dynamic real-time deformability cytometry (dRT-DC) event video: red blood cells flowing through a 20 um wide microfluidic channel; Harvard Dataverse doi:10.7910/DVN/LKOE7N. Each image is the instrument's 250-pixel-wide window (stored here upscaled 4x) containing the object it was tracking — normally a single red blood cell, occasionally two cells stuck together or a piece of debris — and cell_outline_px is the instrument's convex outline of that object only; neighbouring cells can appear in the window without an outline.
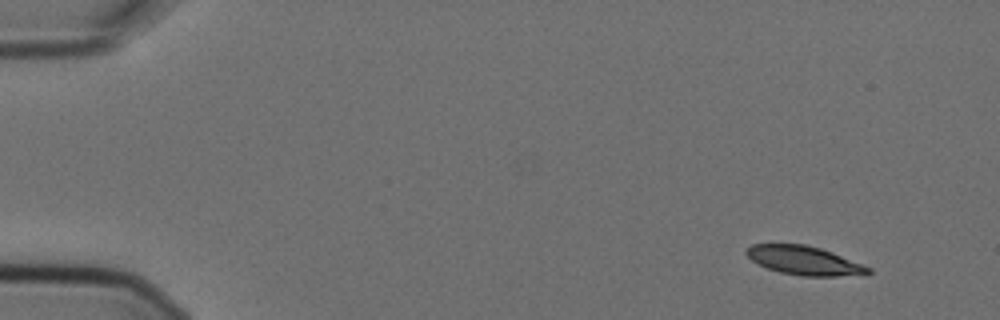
{"species": "Egyptian fruit bat (a non-hibernating species)", "species_latin": "Rousettus aegyptiacus", "temperature_condition": "cold", "stored_images_in_passage": 7, "camera_frame_rate_fps": 3000, "um_per_image_px": 0.085, "animal": {"sex": "female"}, "frame": {"image": 1, "passage_image": 1, "time_ms": 0.0, "image_size_px": [1000, 320], "cell_outline_px": [[872, 272], [868, 276], [800, 276], [780, 272], [768, 268], [752, 260], [744, 252], [744, 248], [752, 244], [804, 244], [820, 248], [832, 252], [872, 268]], "centroid_in_image_um": [68.41, 22.16], "position_along_channel_um": 16.6, "area_um2": 20.69}}
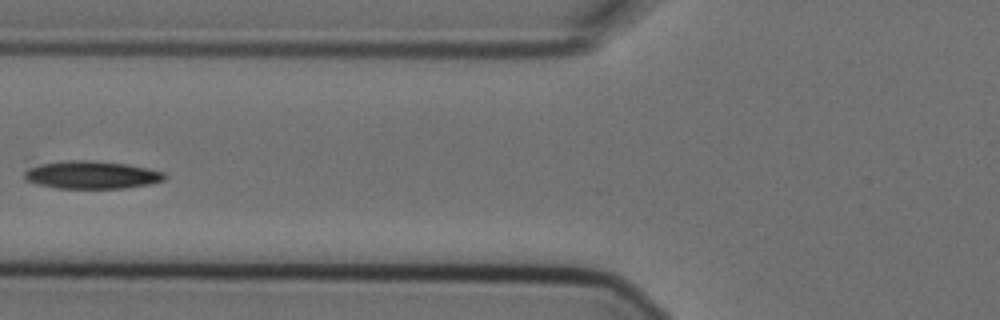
{"frame": {"image": 2, "passage_image": 6, "time_ms": 1.667, "image_size_px": [1000, 320], "cell_outline_px": [[168, 176], [164, 180], [148, 184], [124, 188], [56, 188], [24, 180], [24, 172], [28, 168], [40, 164], [64, 160], [92, 160], [128, 164], [148, 168], [164, 172]], "centroid_in_image_um": [7.8, 14.85], "position_along_channel_um": 118.0, "area_um2": 22.77}}
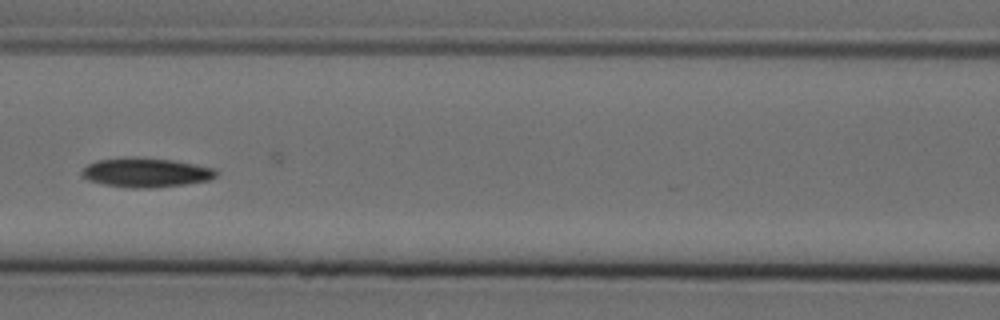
{"frame": {"image": 3, "passage_image": 7, "time_ms": 2.0, "image_size_px": [1000, 320], "cell_outline_px": [[216, 176], [208, 180], [184, 184], [148, 188], [132, 188], [104, 184], [88, 180], [80, 172], [88, 164], [96, 160], [132, 156], [172, 160], [216, 168]], "centroid_in_image_um": [12.38, 14.65], "position_along_channel_um": 154.2, "area_um2": 22.83}}